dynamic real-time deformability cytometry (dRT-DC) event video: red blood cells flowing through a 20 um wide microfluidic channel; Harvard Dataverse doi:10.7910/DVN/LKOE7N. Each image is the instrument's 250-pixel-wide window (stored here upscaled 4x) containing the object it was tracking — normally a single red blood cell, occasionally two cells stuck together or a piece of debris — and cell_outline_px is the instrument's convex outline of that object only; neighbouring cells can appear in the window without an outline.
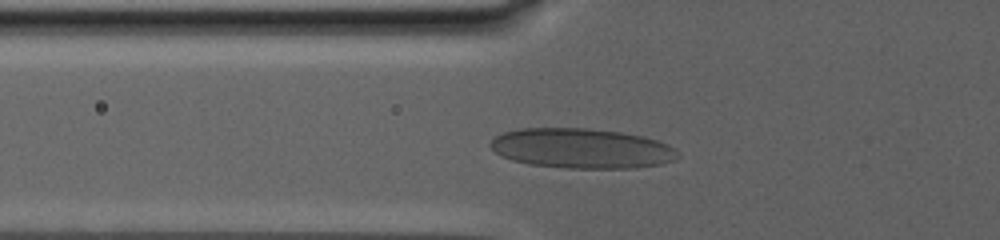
{"species": "human", "species_latin": "Homo sapiens", "temperature_condition": "warm", "stored_images_in_passage": 14, "camera_frame_rate_fps": 3000, "um_per_image_px": 0.085, "donor": {"sex": "male"}, "frame": {"image": 1, "passage_image": 10, "time_ms": 9.0, "image_size_px": [1000, 240], "cell_outline_px": [[680, 156], [676, 160], [660, 164], [636, 168], [568, 168], [528, 164], [512, 160], [500, 156], [488, 144], [496, 136], [504, 132], [520, 128], [588, 128], [620, 132], [644, 136], [668, 144], [676, 148], [680, 152]], "centroid_in_image_um": [49.47, 12.61], "position_along_channel_um": 76.3, "area_um2": 43.93}}
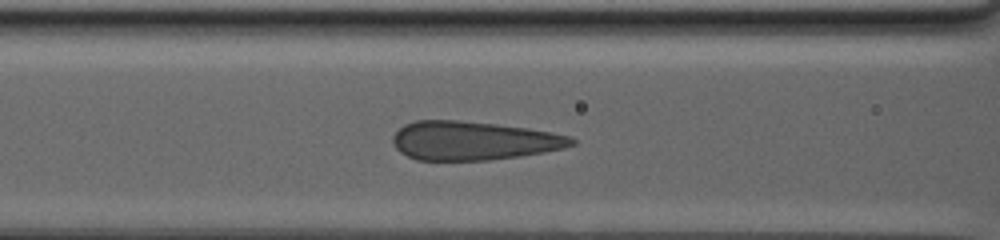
{"frame": {"image": 2, "passage_image": 12, "time_ms": 11.0, "image_size_px": [1000, 240], "cell_outline_px": [[576, 144], [564, 148], [544, 152], [520, 156], [488, 160], [416, 160], [400, 152], [396, 148], [392, 140], [392, 136], [404, 124], [416, 120], [460, 120], [496, 124], [528, 128], [568, 136], [576, 140]], "centroid_in_image_um": [40.21, 11.96], "position_along_channel_um": 126.4, "area_um2": 40.34}}
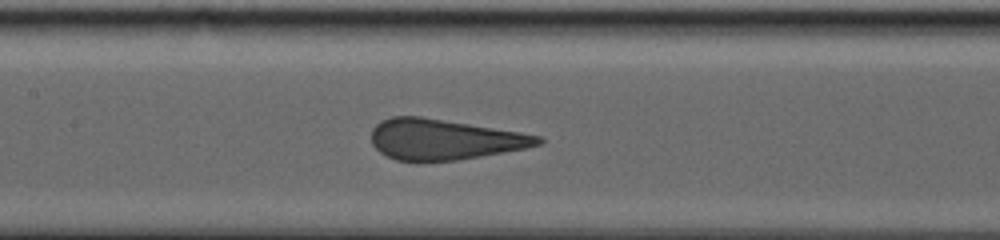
{"frame": {"image": 3, "passage_image": 14, "time_ms": 12.667, "image_size_px": [1000, 240], "cell_outline_px": [[544, 144], [524, 148], [480, 156], [456, 160], [420, 164], [416, 164], [396, 160], [380, 152], [372, 144], [372, 128], [380, 120], [392, 116], [420, 116], [520, 132], [540, 136], [544, 140]], "centroid_in_image_um": [37.7, 11.88], "position_along_channel_um": 169.7, "area_um2": 39.88}}